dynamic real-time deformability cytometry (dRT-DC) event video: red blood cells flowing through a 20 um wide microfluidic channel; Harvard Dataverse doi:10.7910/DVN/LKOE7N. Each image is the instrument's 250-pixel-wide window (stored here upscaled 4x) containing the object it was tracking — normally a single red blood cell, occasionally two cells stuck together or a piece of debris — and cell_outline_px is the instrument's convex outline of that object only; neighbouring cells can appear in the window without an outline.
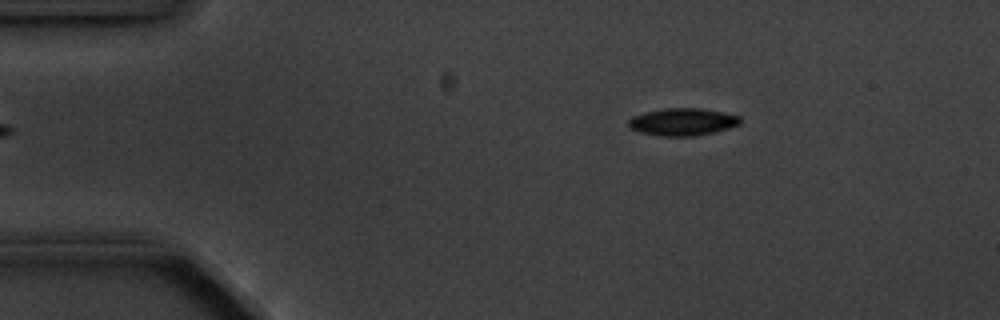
{"species": "common noctule bat (a hibernating species)", "species_latin": "Nyctalus noctula", "temperature_condition": "cold", "stored_images_in_passage": 2, "camera_frame_rate_fps": 3000, "um_per_image_px": 0.085, "animal": {"sex": "male", "body_mass_g": 20.1, "forearm_length_mm": 53.5}, "frame": {"image": 1, "passage_image": 2, "time_ms": 1.333, "image_size_px": [1000, 320], "cell_outline_px": [[740, 124], [728, 128], [712, 132], [692, 136], [660, 136], [640, 132], [628, 128], [628, 120], [632, 116], [644, 112], [664, 108], [700, 108], [740, 116]], "centroid_in_image_um": [57.96, 10.35], "position_along_channel_um": 27.0, "area_um2": 17.74}}